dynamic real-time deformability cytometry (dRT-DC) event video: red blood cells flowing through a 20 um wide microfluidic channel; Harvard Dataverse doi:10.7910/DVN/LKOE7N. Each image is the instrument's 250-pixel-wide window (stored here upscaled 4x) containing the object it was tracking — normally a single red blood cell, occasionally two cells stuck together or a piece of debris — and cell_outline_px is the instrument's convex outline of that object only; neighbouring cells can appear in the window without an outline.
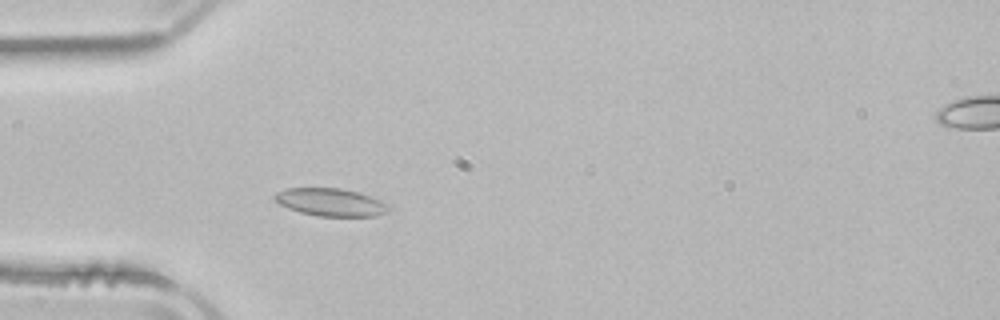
{"species": "common noctule bat (a hibernating species)", "species_latin": "Nyctalus noctula", "temperature_condition": "room temperature", "stored_images_in_passage": 48, "camera_frame_rate_fps": 3000, "um_per_image_px": 0.085, "animal": {"sex": "male", "body_mass_g": 21.5, "forearm_length_mm": 52.0}, "frame": {"image": 1, "passage_image": 11, "time_ms": 3.333, "image_size_px": [1000, 320], "cell_outline_px": [[392, 208], [388, 212], [376, 216], [316, 216], [300, 212], [288, 208], [280, 204], [272, 196], [276, 192], [284, 188], [340, 188], [360, 192], [392, 204]], "centroid_in_image_um": [28.17, 17.18], "position_along_channel_um": 56.8, "area_um2": 18.79}}
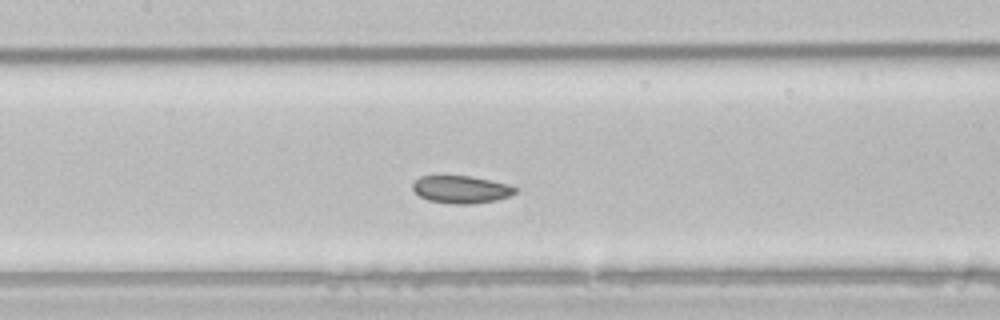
{"frame": {"image": 2, "passage_image": 20, "time_ms": 6.333, "image_size_px": [1000, 320], "cell_outline_px": [[516, 192], [508, 196], [496, 200], [472, 204], [456, 204], [428, 200], [420, 196], [412, 188], [412, 184], [420, 176], [468, 176], [508, 184], [516, 188]], "centroid_in_image_um": [39.18, 16.1], "position_along_channel_um": 168.2, "area_um2": 16.18}}
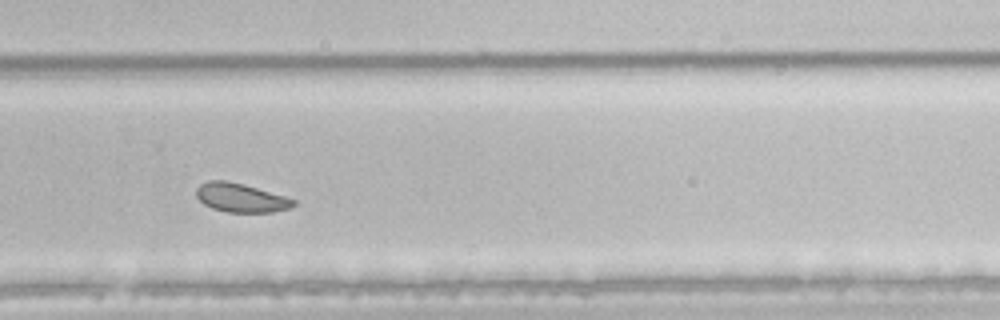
{"frame": {"image": 3, "passage_image": 31, "time_ms": 10.0, "image_size_px": [1000, 320], "cell_outline_px": [[296, 204], [292, 208], [272, 212], [228, 212], [212, 208], [204, 204], [196, 196], [196, 188], [200, 184], [208, 180], [224, 180], [244, 184], [284, 196], [296, 200]], "centroid_in_image_um": [20.47, 16.81], "position_along_channel_um": 309.3, "area_um2": 16.36}, "authors_computed_cell_mechanics": {"area_um2": 18.2937, "velocity_mm_per_s": 3.8721, "shape_relaxation_time_tau1_ms": 1.6783, "shape_relaxation_time_tau2_ms": 2.0055, "deformation_change_tau1": 0.0669, "deformation_change_tau2": 0.0545}}